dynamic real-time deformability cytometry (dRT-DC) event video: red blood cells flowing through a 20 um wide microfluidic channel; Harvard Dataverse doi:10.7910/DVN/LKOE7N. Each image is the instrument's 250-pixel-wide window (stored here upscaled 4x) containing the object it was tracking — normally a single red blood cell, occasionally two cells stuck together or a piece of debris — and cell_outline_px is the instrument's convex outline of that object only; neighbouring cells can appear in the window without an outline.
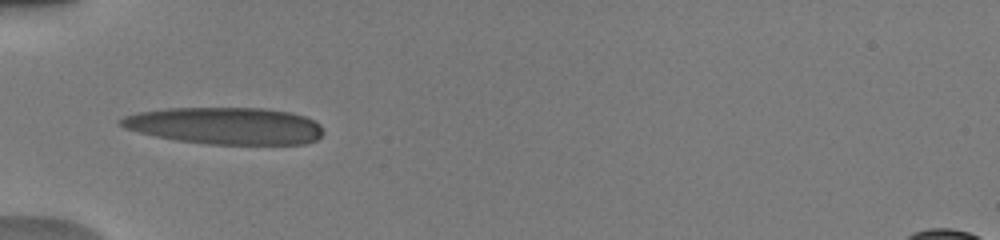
{"species": "human", "species_latin": "Homo sapiens", "temperature_condition": "warm", "stored_images_in_passage": 45, "camera_frame_rate_fps": 3000, "um_per_image_px": 0.085, "donor": {"sex": "male"}, "frame": {"image": 1, "passage_image": 1, "time_ms": 0.0, "image_size_px": [1000, 240], "cell_outline_px": [[324, 132], [316, 140], [304, 144], [208, 144], [176, 140], [156, 136], [124, 128], [120, 124], [120, 120], [124, 116], [136, 112], [168, 108], [264, 108], [292, 112], [304, 116], [320, 124]], "centroid_in_image_um": [19.17, 10.69], "position_along_channel_um": 65.8, "area_um2": 43.64}}
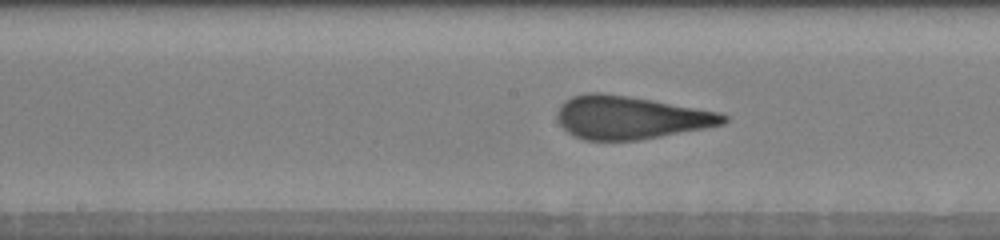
{"frame": {"image": 2, "passage_image": 21, "time_ms": 3.333, "image_size_px": [1000, 240], "cell_outline_px": [[728, 120], [724, 124], [704, 128], [640, 140], [584, 140], [568, 132], [560, 124], [556, 116], [556, 112], [560, 104], [564, 100], [572, 96], [588, 92], [600, 92], [628, 96], [652, 100], [720, 112], [728, 116]], "centroid_in_image_um": [53.56, 9.98], "position_along_channel_um": 194.6, "area_um2": 41.67}}
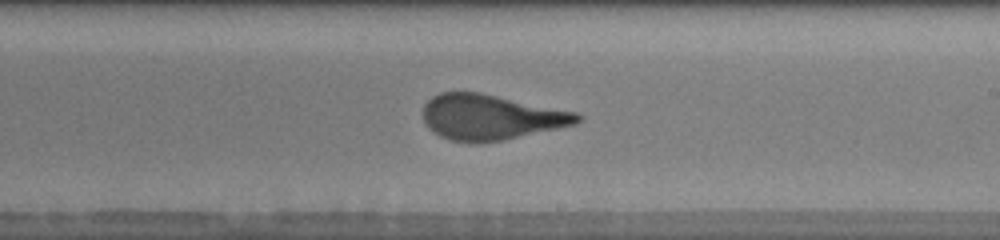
{"frame": {"image": 3, "passage_image": 30, "time_ms": 4.667, "image_size_px": [1000, 240], "cell_outline_px": [[584, 116], [576, 124], [500, 140], [452, 140], [440, 136], [428, 128], [424, 120], [424, 104], [432, 96], [440, 92], [480, 92], [576, 112]], "centroid_in_image_um": [41.71, 9.91], "position_along_channel_um": 247.3, "area_um2": 39.82}}